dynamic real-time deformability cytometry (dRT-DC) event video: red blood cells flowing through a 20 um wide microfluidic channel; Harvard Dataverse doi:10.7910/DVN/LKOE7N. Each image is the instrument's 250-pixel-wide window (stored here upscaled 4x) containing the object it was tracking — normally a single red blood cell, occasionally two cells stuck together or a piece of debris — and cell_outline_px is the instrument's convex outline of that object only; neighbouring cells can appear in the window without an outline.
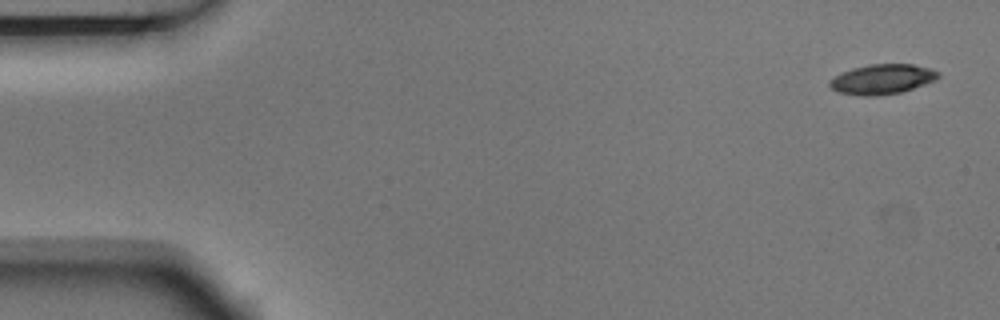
{"species": "Egyptian fruit bat (a non-hibernating species)", "species_latin": "Rousettus aegyptiacus", "temperature_condition": "room temperature", "stored_images_in_passage": 5, "camera_frame_rate_fps": 3000, "um_per_image_px": 0.085, "animal": {"sex": "male"}, "frame": {"image": 1, "passage_image": 1, "time_ms": 0.0, "image_size_px": [1000, 320], "cell_outline_px": [[940, 76], [936, 80], [900, 92], [876, 96], [864, 96], [840, 92], [832, 88], [828, 84], [828, 80], [852, 68], [868, 64], [912, 64], [928, 68], [940, 72]], "centroid_in_image_um": [74.99, 6.72], "position_along_channel_um": 10.0, "area_um2": 18.73}}
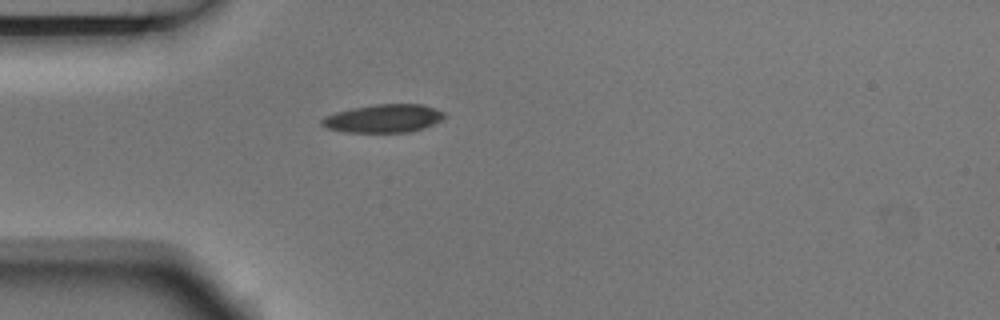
{"frame": {"image": 2, "passage_image": 5, "time_ms": 1.333, "image_size_px": [1000, 320], "cell_outline_px": [[444, 116], [440, 120], [424, 128], [408, 132], [344, 132], [328, 128], [320, 124], [320, 120], [324, 116], [336, 112], [352, 108], [376, 104], [420, 104], [444, 112]], "centroid_in_image_um": [32.55, 10.07], "position_along_channel_um": 52.5, "area_um2": 19.94}}